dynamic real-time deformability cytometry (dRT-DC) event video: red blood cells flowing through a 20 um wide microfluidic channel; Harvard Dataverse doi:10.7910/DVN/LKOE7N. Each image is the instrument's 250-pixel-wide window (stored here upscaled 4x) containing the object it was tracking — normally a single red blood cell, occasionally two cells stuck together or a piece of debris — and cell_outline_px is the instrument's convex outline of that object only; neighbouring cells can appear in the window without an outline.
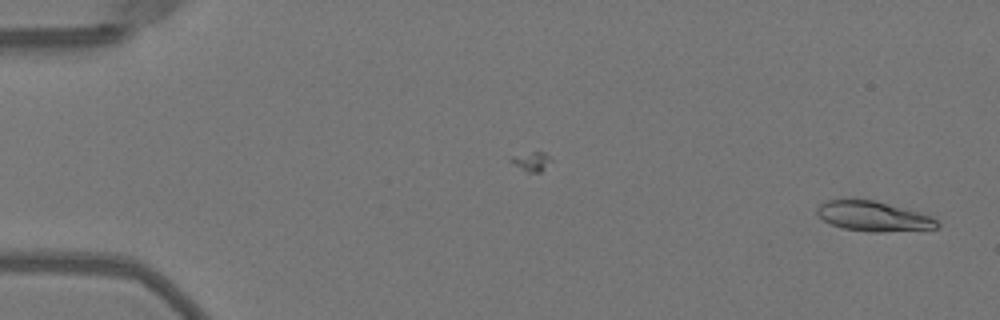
{"species": "Egyptian fruit bat (a non-hibernating species)", "species_latin": "Rousettus aegyptiacus", "temperature_condition": "warm", "stored_images_in_passage": 49, "camera_frame_rate_fps": 3000, "um_per_image_px": 0.085, "animal": {"sex": "female"}, "frame": {"image": 1, "passage_image": 1, "time_ms": 0.0, "image_size_px": [1000, 320], "cell_outline_px": [[940, 228], [884, 232], [872, 232], [844, 228], [832, 224], [824, 220], [816, 212], [816, 208], [820, 204], [828, 200], [852, 196], [876, 200], [932, 216], [940, 224]], "centroid_in_image_um": [74.22, 18.34], "position_along_channel_um": 10.8, "area_um2": 21.44}}
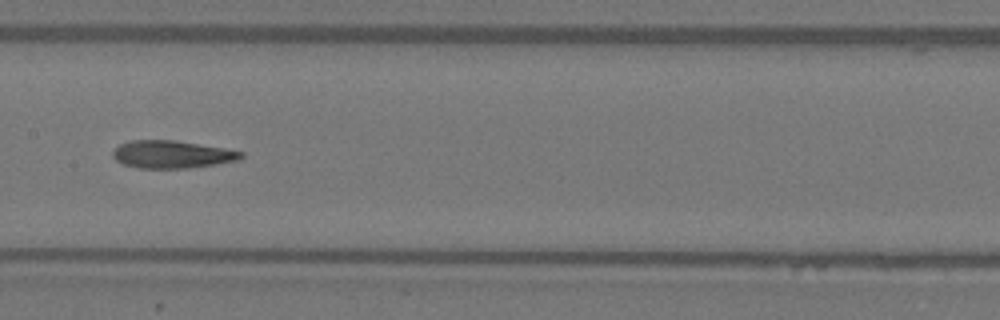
{"frame": {"image": 2, "passage_image": 25, "time_ms": 8.0, "image_size_px": [1000, 320], "cell_outline_px": [[244, 156], [240, 160], [216, 164], [188, 168], [140, 168], [124, 164], [116, 160], [112, 156], [112, 152], [120, 144], [132, 140], [172, 140], [224, 148], [244, 152]], "centroid_in_image_um": [14.63, 13.12], "position_along_channel_um": 192.8, "area_um2": 20.52}}
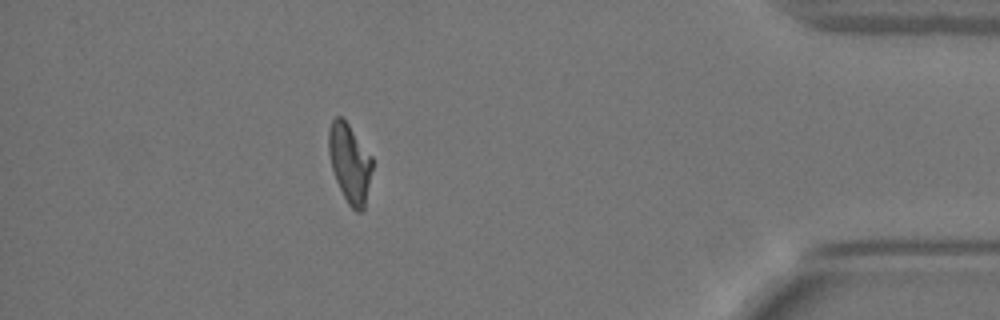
{"frame": {"image": 3, "passage_image": 44, "time_ms": 14.333, "image_size_px": [1000, 320], "cell_outline_px": [[372, 168], [364, 208], [360, 212], [356, 212], [348, 204], [336, 180], [332, 168], [328, 152], [328, 128], [332, 120], [336, 116], [340, 116], [348, 124], [372, 156]], "centroid_in_image_um": [29.71, 13.85], "position_along_channel_um": 405.5, "area_um2": 19.83}, "authors_computed_cell_mechanics": {"area_um2": 20.8658, "velocity_mm_per_s": 4.0649, "shape_relaxation_time_tau1_ms": null, "shape_relaxation_time_tau2_ms": 3.5804, "deformation_change_tau1": null, "deformation_change_tau2": 0.117}}